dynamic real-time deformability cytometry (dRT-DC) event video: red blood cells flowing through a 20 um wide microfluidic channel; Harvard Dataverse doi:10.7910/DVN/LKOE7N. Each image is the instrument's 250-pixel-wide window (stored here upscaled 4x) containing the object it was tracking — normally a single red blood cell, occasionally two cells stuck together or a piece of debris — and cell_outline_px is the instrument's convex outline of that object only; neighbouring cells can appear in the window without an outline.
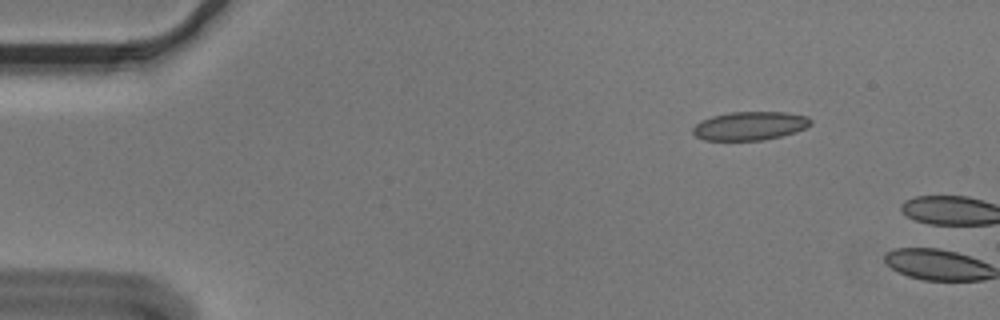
{"species": "Egyptian fruit bat (a non-hibernating species)", "species_latin": "Rousettus aegyptiacus", "temperature_condition": "cold", "stored_images_in_passage": 2, "camera_frame_rate_fps": 3000, "um_per_image_px": 0.085, "animal": {"sex": "male"}, "frame": {"image": 1, "passage_image": 1, "time_ms": 0.0, "image_size_px": [1000, 320], "cell_outline_px": [[812, 124], [796, 132], [764, 140], [704, 140], [696, 136], [692, 132], [692, 128], [700, 120], [712, 116], [732, 112], [788, 112], [808, 116], [812, 120]], "centroid_in_image_um": [63.75, 10.69], "position_along_channel_um": 21.2, "area_um2": 19.71}}